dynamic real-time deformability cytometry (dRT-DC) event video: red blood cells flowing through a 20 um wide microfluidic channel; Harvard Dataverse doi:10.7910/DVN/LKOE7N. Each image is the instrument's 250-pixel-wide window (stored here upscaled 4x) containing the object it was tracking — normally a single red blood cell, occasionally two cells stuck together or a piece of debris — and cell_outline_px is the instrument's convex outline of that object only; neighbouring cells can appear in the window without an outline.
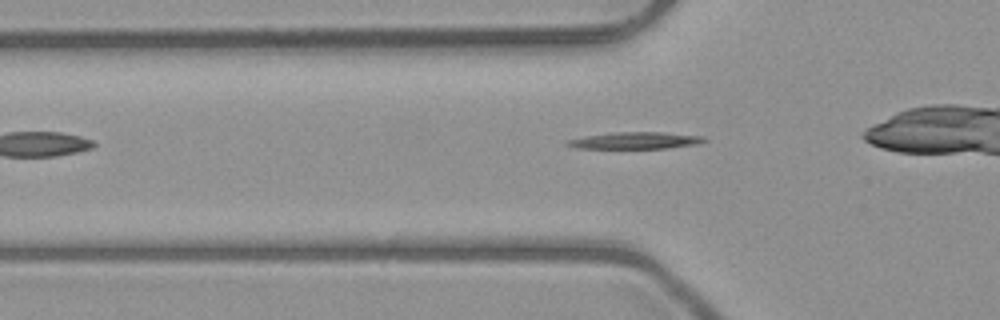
{"species": "common noctule bat (a hibernating species)", "species_latin": "Nyctalus noctula", "temperature_condition": "room temperature", "stored_images_in_passage": 26, "camera_frame_rate_fps": 3000, "um_per_image_px": 0.085, "animal": {"sex": "male", "body_mass_g": 23.1, "forearm_length_mm": 52.7}, "frame": {"image": 1, "passage_image": 2, "time_ms": 0.333, "image_size_px": [1000, 320], "cell_outline_px": [[708, 140], [700, 144], [668, 148], [572, 148], [564, 144], [568, 140], [584, 136], [616, 132], [664, 132], [704, 136]], "centroid_in_image_um": [54.04, 11.94], "position_along_channel_um": 71.8, "area_um2": 13.53}}
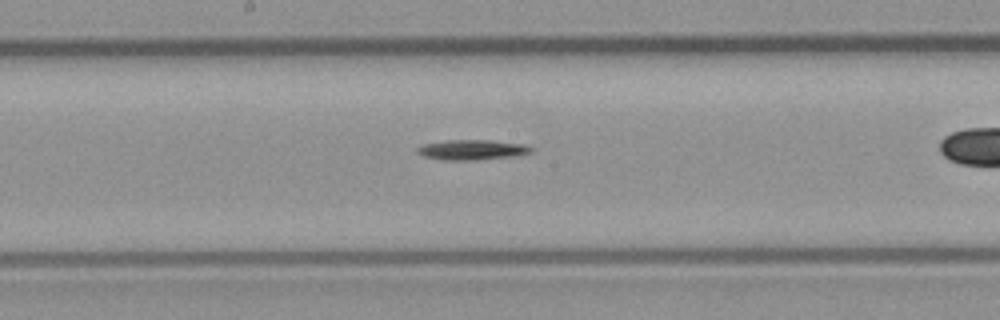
{"frame": {"image": 2, "passage_image": 12, "time_ms": 3.667, "image_size_px": [1000, 320], "cell_outline_px": [[532, 152], [516, 156], [472, 160], [444, 160], [424, 156], [416, 152], [416, 148], [424, 144], [448, 140], [492, 140], [524, 144], [532, 148]], "centroid_in_image_um": [40.13, 12.73], "position_along_channel_um": 208.1, "area_um2": 13.29}}
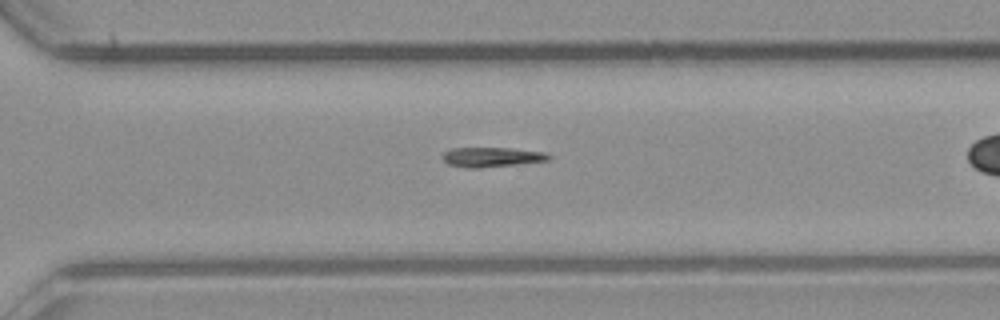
{"frame": {"image": 3, "passage_image": 21, "time_ms": 6.667, "image_size_px": [1000, 320], "cell_outline_px": [[552, 156], [548, 160], [520, 164], [480, 168], [468, 168], [448, 164], [440, 156], [444, 152], [452, 148], [512, 148], [544, 152]], "centroid_in_image_um": [41.79, 13.35], "position_along_channel_um": 328.8, "area_um2": 12.25}}